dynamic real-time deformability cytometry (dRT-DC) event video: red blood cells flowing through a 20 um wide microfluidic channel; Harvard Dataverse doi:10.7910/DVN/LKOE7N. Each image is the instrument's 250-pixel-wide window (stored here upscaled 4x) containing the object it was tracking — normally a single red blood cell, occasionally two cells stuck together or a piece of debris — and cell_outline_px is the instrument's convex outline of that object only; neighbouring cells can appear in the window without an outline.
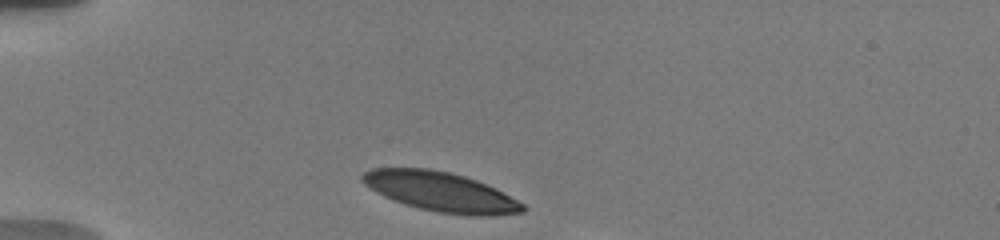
{"species": "human", "species_latin": "Homo sapiens", "temperature_condition": "warm", "stored_images_in_passage": 5, "camera_frame_rate_fps": 3000, "um_per_image_px": 0.085, "donor": {"sex": "male"}, "frame": {"image": 1, "passage_image": 1, "time_ms": 0.0, "image_size_px": [1000, 240], "cell_outline_px": [[524, 212], [492, 216], [472, 216], [440, 212], [420, 208], [384, 196], [376, 192], [364, 184], [360, 180], [360, 176], [364, 172], [372, 168], [428, 168], [448, 172], [464, 176], [476, 180], [496, 188], [524, 204]], "centroid_in_image_um": [37.46, 16.29], "position_along_channel_um": 47.5, "area_um2": 36.65}}
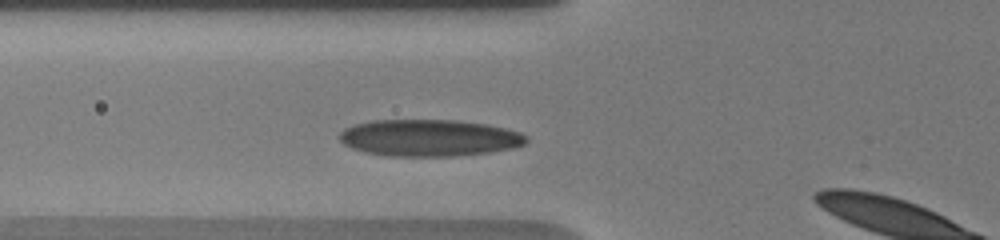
{"frame": {"image": 2, "passage_image": 4, "time_ms": 2.0, "image_size_px": [1000, 240], "cell_outline_px": [[528, 140], [524, 144], [512, 148], [488, 152], [452, 156], [388, 156], [364, 152], [352, 148], [344, 144], [336, 136], [344, 128], [356, 124], [372, 120], [456, 120], [488, 124], [520, 132]], "centroid_in_image_um": [36.43, 11.71], "position_along_channel_um": 89.4, "area_um2": 40.06}}